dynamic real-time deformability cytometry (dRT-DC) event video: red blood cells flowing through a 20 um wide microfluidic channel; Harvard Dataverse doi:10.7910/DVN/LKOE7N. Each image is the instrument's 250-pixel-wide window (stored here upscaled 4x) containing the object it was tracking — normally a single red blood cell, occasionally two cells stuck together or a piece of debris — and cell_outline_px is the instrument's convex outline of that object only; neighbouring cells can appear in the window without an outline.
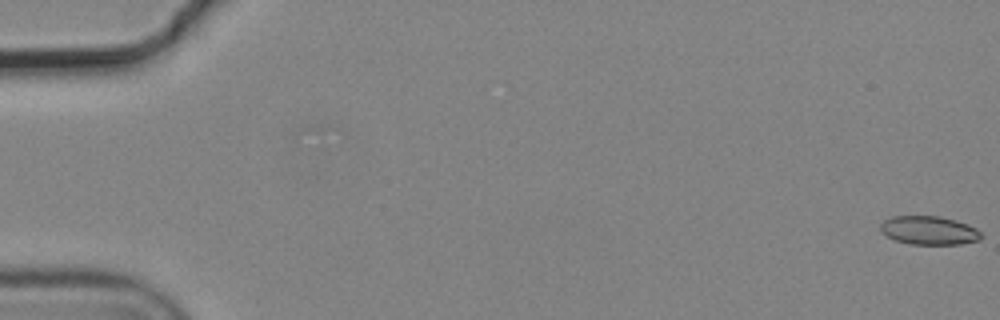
{"species": "common noctule bat (a hibernating species)", "species_latin": "Nyctalus noctula", "temperature_condition": "cold", "stored_images_in_passage": 6, "camera_frame_rate_fps": 3000, "um_per_image_px": 0.085, "animal": {"sex": "male", "body_mass_g": 19.2, "forearm_length_mm": 51.8}, "frame": {"image": 1, "passage_image": 1, "time_ms": 0.0, "image_size_px": [1000, 320], "cell_outline_px": [[980, 240], [960, 244], [908, 244], [896, 240], [880, 232], [880, 224], [884, 220], [892, 216], [940, 216], [956, 220], [968, 224], [976, 228], [980, 232]], "centroid_in_image_um": [78.95, 19.58], "position_along_channel_um": 6.0, "area_um2": 16.82}}